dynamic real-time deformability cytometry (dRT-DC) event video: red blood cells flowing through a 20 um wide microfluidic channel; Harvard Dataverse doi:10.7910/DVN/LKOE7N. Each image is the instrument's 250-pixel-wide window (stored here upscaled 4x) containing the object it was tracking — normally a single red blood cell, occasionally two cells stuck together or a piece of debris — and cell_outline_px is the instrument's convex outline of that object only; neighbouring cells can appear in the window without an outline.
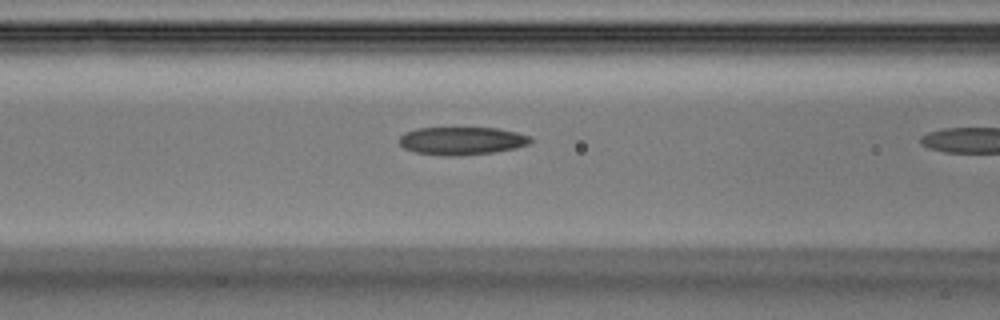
{"species": "Egyptian fruit bat (a non-hibernating species)", "species_latin": "Rousettus aegyptiacus", "temperature_condition": "warm", "stored_images_in_passage": 5, "camera_frame_rate_fps": 3000, "um_per_image_px": 0.085, "animal": {"sex": "male"}, "frame": {"image": 1, "passage_image": 4, "time_ms": 1.0, "image_size_px": [1000, 320], "cell_outline_px": [[532, 144], [516, 148], [492, 152], [452, 156], [444, 156], [416, 152], [404, 148], [400, 144], [400, 136], [404, 132], [416, 128], [496, 128], [516, 132], [532, 136]], "centroid_in_image_um": [39.28, 11.96], "position_along_channel_um": 127.3, "area_um2": 21.39}}